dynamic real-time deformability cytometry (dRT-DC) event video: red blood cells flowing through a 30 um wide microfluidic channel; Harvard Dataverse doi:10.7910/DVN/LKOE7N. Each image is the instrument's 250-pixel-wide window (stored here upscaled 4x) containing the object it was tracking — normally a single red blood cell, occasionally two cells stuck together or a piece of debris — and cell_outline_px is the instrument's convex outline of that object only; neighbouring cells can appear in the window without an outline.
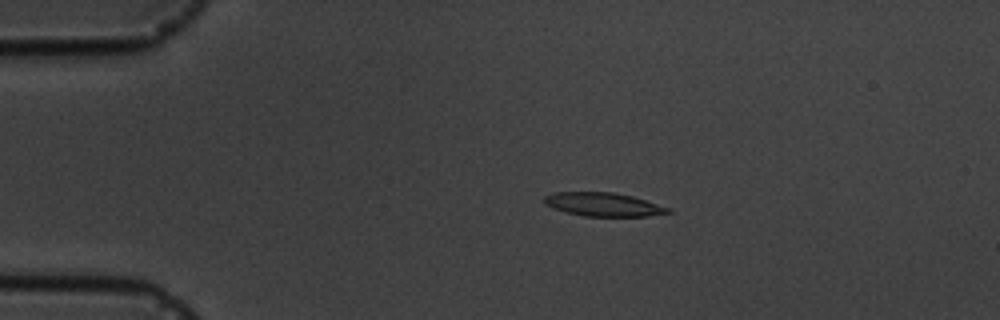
{"species": "common noctule bat (a hibernating species)", "species_latin": "Nyctalus noctula", "temperature_condition": "cold", "stored_images_in_passage": 15, "camera_frame_rate_fps": 3000, "um_per_image_px": 0.085, "animal": {"sex": "male", "body_mass_g": 19.5, "forearm_length_mm": 54.6}, "frame": {"image": 1, "passage_image": 2, "time_ms": 1.333, "image_size_px": [1000, 320], "cell_outline_px": [[672, 212], [648, 216], [584, 216], [564, 212], [552, 208], [544, 204], [544, 196], [556, 192], [612, 192], [632, 196], [672, 208]], "centroid_in_image_um": [51.28, 17.38], "position_along_channel_um": 33.7, "area_um2": 17.11}}
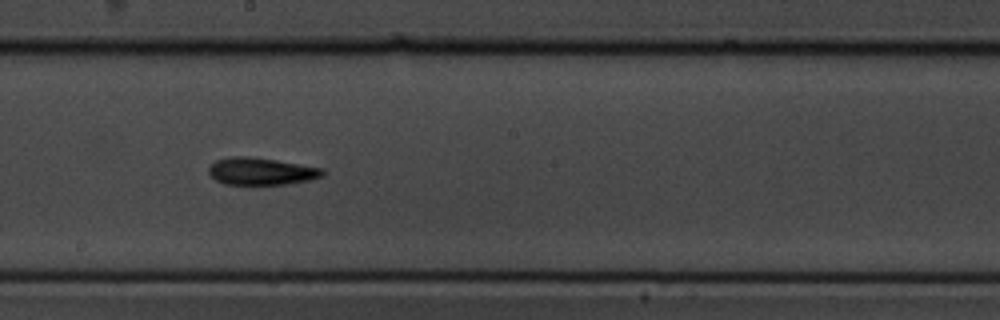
{"frame": {"image": 2, "passage_image": 8, "time_ms": 8.0, "image_size_px": [1000, 320], "cell_outline_px": [[324, 176], [308, 180], [288, 184], [224, 184], [216, 180], [208, 172], [208, 168], [216, 160], [228, 156], [248, 156], [276, 160], [324, 168]], "centroid_in_image_um": [22.2, 14.55], "position_along_channel_um": 226.0, "area_um2": 18.09}}
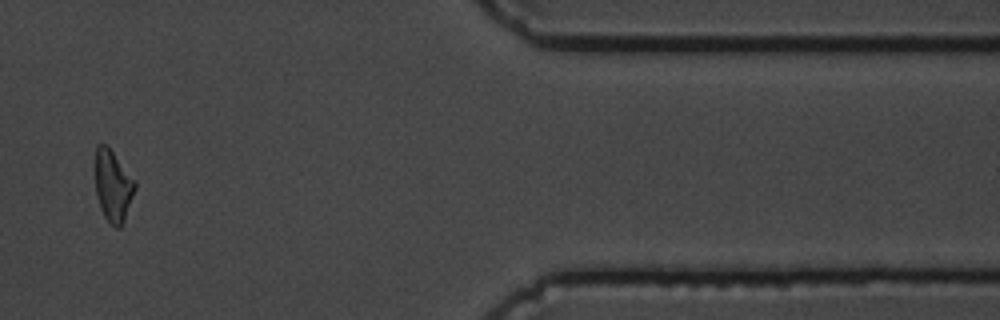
{"frame": {"image": 3, "passage_image": 13, "time_ms": 14.0, "image_size_px": [1000, 320], "cell_outline_px": [[136, 188], [124, 220], [120, 228], [116, 228], [104, 216], [100, 208], [96, 196], [96, 144], [104, 144], [112, 152], [136, 180]], "centroid_in_image_um": [9.61, 15.82], "position_along_channel_um": 401.8, "area_um2": 16.3}, "authors_computed_cell_mechanics": {"area_um2": 17.1088, "velocity_mm_per_s": 3.5635, "shape_relaxation_time_tau1_ms": 3.8316, "shape_relaxation_time_tau2_ms": 6.8434, "deformation_change_tau1": 0.1225, "deformation_change_tau2": 0.1698}}